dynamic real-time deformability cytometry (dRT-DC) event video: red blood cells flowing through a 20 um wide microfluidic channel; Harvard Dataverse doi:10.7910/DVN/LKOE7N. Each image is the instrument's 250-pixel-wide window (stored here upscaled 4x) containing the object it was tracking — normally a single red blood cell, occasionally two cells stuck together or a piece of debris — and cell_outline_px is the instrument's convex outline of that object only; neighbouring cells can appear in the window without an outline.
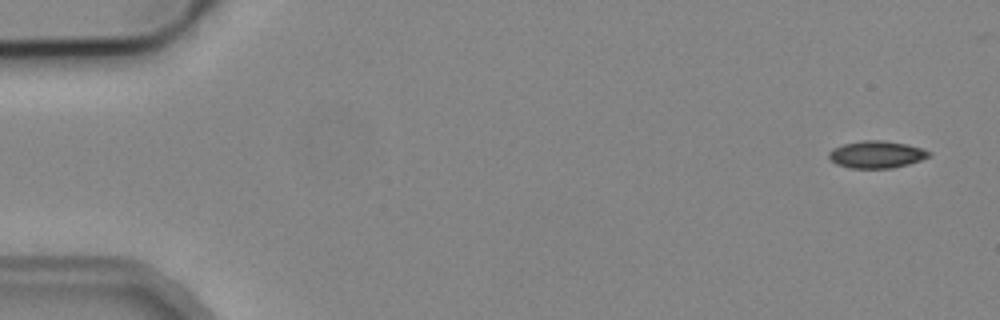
{"species": "common noctule bat (a hibernating species)", "species_latin": "Nyctalus noctula", "temperature_condition": "cold", "stored_images_in_passage": 4, "camera_frame_rate_fps": 3000, "um_per_image_px": 0.085, "animal": {"sex": "male", "body_mass_g": 19.2, "forearm_length_mm": 51.8}, "frame": {"image": 1, "passage_image": 1, "time_ms": 0.0, "image_size_px": [1000, 320], "cell_outline_px": [[932, 152], [928, 156], [920, 160], [908, 164], [892, 168], [848, 168], [836, 164], [828, 156], [828, 152], [832, 148], [844, 144], [864, 140], [880, 140], [908, 144], [924, 148]], "centroid_in_image_um": [74.5, 13.12], "position_along_channel_um": 10.5, "area_um2": 15.9}}